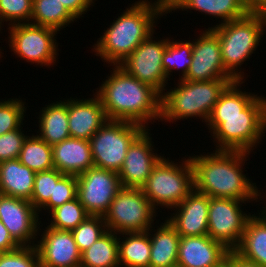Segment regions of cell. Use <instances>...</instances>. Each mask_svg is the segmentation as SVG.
<instances>
[{
  "label": "cell",
  "mask_w": 266,
  "mask_h": 267,
  "mask_svg": "<svg viewBox=\"0 0 266 267\" xmlns=\"http://www.w3.org/2000/svg\"><path fill=\"white\" fill-rule=\"evenodd\" d=\"M243 83L235 81L224 90L205 123L215 150L252 153L265 136L266 97L243 92Z\"/></svg>",
  "instance_id": "1"
},
{
  "label": "cell",
  "mask_w": 266,
  "mask_h": 267,
  "mask_svg": "<svg viewBox=\"0 0 266 267\" xmlns=\"http://www.w3.org/2000/svg\"><path fill=\"white\" fill-rule=\"evenodd\" d=\"M250 153L213 150L203 155L189 156L193 166L194 189L209 197L255 201L261 196L256 183L243 173ZM245 174V175H244Z\"/></svg>",
  "instance_id": "2"
},
{
  "label": "cell",
  "mask_w": 266,
  "mask_h": 267,
  "mask_svg": "<svg viewBox=\"0 0 266 267\" xmlns=\"http://www.w3.org/2000/svg\"><path fill=\"white\" fill-rule=\"evenodd\" d=\"M107 79L96 89L108 120L128 121L148 129L161 116V94L140 82L119 65H114ZM113 71V72H112ZM150 121V122H149Z\"/></svg>",
  "instance_id": "3"
},
{
  "label": "cell",
  "mask_w": 266,
  "mask_h": 267,
  "mask_svg": "<svg viewBox=\"0 0 266 267\" xmlns=\"http://www.w3.org/2000/svg\"><path fill=\"white\" fill-rule=\"evenodd\" d=\"M128 7L93 45L95 55L111 66L123 62L155 32V22L167 15L166 0H138Z\"/></svg>",
  "instance_id": "4"
},
{
  "label": "cell",
  "mask_w": 266,
  "mask_h": 267,
  "mask_svg": "<svg viewBox=\"0 0 266 267\" xmlns=\"http://www.w3.org/2000/svg\"><path fill=\"white\" fill-rule=\"evenodd\" d=\"M231 83L229 79L179 80L177 86L161 94L160 121L170 123L199 117L206 123L220 95Z\"/></svg>",
  "instance_id": "5"
},
{
  "label": "cell",
  "mask_w": 266,
  "mask_h": 267,
  "mask_svg": "<svg viewBox=\"0 0 266 267\" xmlns=\"http://www.w3.org/2000/svg\"><path fill=\"white\" fill-rule=\"evenodd\" d=\"M213 26L209 29L218 36L226 71L236 81H245L240 67L245 61H249L247 59H250L262 41L264 33L260 16L248 13L243 18Z\"/></svg>",
  "instance_id": "6"
},
{
  "label": "cell",
  "mask_w": 266,
  "mask_h": 267,
  "mask_svg": "<svg viewBox=\"0 0 266 267\" xmlns=\"http://www.w3.org/2000/svg\"><path fill=\"white\" fill-rule=\"evenodd\" d=\"M183 158L179 164L163 157L141 187L156 210L160 207L173 209L194 190L192 163L189 157Z\"/></svg>",
  "instance_id": "7"
},
{
  "label": "cell",
  "mask_w": 266,
  "mask_h": 267,
  "mask_svg": "<svg viewBox=\"0 0 266 267\" xmlns=\"http://www.w3.org/2000/svg\"><path fill=\"white\" fill-rule=\"evenodd\" d=\"M157 212L141 188L122 187L103 218L107 231L119 235L147 231Z\"/></svg>",
  "instance_id": "8"
},
{
  "label": "cell",
  "mask_w": 266,
  "mask_h": 267,
  "mask_svg": "<svg viewBox=\"0 0 266 267\" xmlns=\"http://www.w3.org/2000/svg\"><path fill=\"white\" fill-rule=\"evenodd\" d=\"M144 130L133 122L107 120L89 140L94 167L118 173L128 147Z\"/></svg>",
  "instance_id": "9"
},
{
  "label": "cell",
  "mask_w": 266,
  "mask_h": 267,
  "mask_svg": "<svg viewBox=\"0 0 266 267\" xmlns=\"http://www.w3.org/2000/svg\"><path fill=\"white\" fill-rule=\"evenodd\" d=\"M8 29V45L17 57L41 67L55 65L59 55L56 30L32 23L14 24Z\"/></svg>",
  "instance_id": "10"
},
{
  "label": "cell",
  "mask_w": 266,
  "mask_h": 267,
  "mask_svg": "<svg viewBox=\"0 0 266 267\" xmlns=\"http://www.w3.org/2000/svg\"><path fill=\"white\" fill-rule=\"evenodd\" d=\"M230 198L209 197L208 236L223 244L228 250L234 251L240 244L248 219L243 203Z\"/></svg>",
  "instance_id": "11"
},
{
  "label": "cell",
  "mask_w": 266,
  "mask_h": 267,
  "mask_svg": "<svg viewBox=\"0 0 266 267\" xmlns=\"http://www.w3.org/2000/svg\"><path fill=\"white\" fill-rule=\"evenodd\" d=\"M153 34L143 41L119 66L140 82L152 86L162 94L168 90L166 89L168 78L162 67V58L169 38L155 40L156 37Z\"/></svg>",
  "instance_id": "12"
},
{
  "label": "cell",
  "mask_w": 266,
  "mask_h": 267,
  "mask_svg": "<svg viewBox=\"0 0 266 267\" xmlns=\"http://www.w3.org/2000/svg\"><path fill=\"white\" fill-rule=\"evenodd\" d=\"M77 178V194L79 202L90 215H100L108 211L111 202L122 188L119 174L92 167Z\"/></svg>",
  "instance_id": "13"
},
{
  "label": "cell",
  "mask_w": 266,
  "mask_h": 267,
  "mask_svg": "<svg viewBox=\"0 0 266 267\" xmlns=\"http://www.w3.org/2000/svg\"><path fill=\"white\" fill-rule=\"evenodd\" d=\"M30 201L0 194V221L19 246H34L43 225Z\"/></svg>",
  "instance_id": "14"
},
{
  "label": "cell",
  "mask_w": 266,
  "mask_h": 267,
  "mask_svg": "<svg viewBox=\"0 0 266 267\" xmlns=\"http://www.w3.org/2000/svg\"><path fill=\"white\" fill-rule=\"evenodd\" d=\"M199 35L192 41V63L184 80L229 79L235 82L224 67L218 36L209 28Z\"/></svg>",
  "instance_id": "15"
},
{
  "label": "cell",
  "mask_w": 266,
  "mask_h": 267,
  "mask_svg": "<svg viewBox=\"0 0 266 267\" xmlns=\"http://www.w3.org/2000/svg\"><path fill=\"white\" fill-rule=\"evenodd\" d=\"M149 131L150 129H145L128 147L124 163L118 172L122 187L141 188L153 168L164 157L154 153L156 149L153 148L154 142Z\"/></svg>",
  "instance_id": "16"
},
{
  "label": "cell",
  "mask_w": 266,
  "mask_h": 267,
  "mask_svg": "<svg viewBox=\"0 0 266 267\" xmlns=\"http://www.w3.org/2000/svg\"><path fill=\"white\" fill-rule=\"evenodd\" d=\"M36 241L40 267H77L81 264L79 251L72 231L45 227Z\"/></svg>",
  "instance_id": "17"
},
{
  "label": "cell",
  "mask_w": 266,
  "mask_h": 267,
  "mask_svg": "<svg viewBox=\"0 0 266 267\" xmlns=\"http://www.w3.org/2000/svg\"><path fill=\"white\" fill-rule=\"evenodd\" d=\"M174 208L167 220L180 236L208 235L209 196L194 189Z\"/></svg>",
  "instance_id": "18"
},
{
  "label": "cell",
  "mask_w": 266,
  "mask_h": 267,
  "mask_svg": "<svg viewBox=\"0 0 266 267\" xmlns=\"http://www.w3.org/2000/svg\"><path fill=\"white\" fill-rule=\"evenodd\" d=\"M230 250L208 235L181 236L177 267H217Z\"/></svg>",
  "instance_id": "19"
},
{
  "label": "cell",
  "mask_w": 266,
  "mask_h": 267,
  "mask_svg": "<svg viewBox=\"0 0 266 267\" xmlns=\"http://www.w3.org/2000/svg\"><path fill=\"white\" fill-rule=\"evenodd\" d=\"M88 99H68V127L72 138L90 140L108 120L96 94Z\"/></svg>",
  "instance_id": "20"
},
{
  "label": "cell",
  "mask_w": 266,
  "mask_h": 267,
  "mask_svg": "<svg viewBox=\"0 0 266 267\" xmlns=\"http://www.w3.org/2000/svg\"><path fill=\"white\" fill-rule=\"evenodd\" d=\"M54 168L65 175L79 176L94 167L90 142L67 138L52 146Z\"/></svg>",
  "instance_id": "21"
},
{
  "label": "cell",
  "mask_w": 266,
  "mask_h": 267,
  "mask_svg": "<svg viewBox=\"0 0 266 267\" xmlns=\"http://www.w3.org/2000/svg\"><path fill=\"white\" fill-rule=\"evenodd\" d=\"M167 13L178 9L182 11L196 10L219 20V24L227 23L246 16L249 12L243 0H166ZM221 22V23H220Z\"/></svg>",
  "instance_id": "22"
},
{
  "label": "cell",
  "mask_w": 266,
  "mask_h": 267,
  "mask_svg": "<svg viewBox=\"0 0 266 267\" xmlns=\"http://www.w3.org/2000/svg\"><path fill=\"white\" fill-rule=\"evenodd\" d=\"M159 226L157 230L153 228L154 226L147 230L151 244L149 267H177L181 236L167 219Z\"/></svg>",
  "instance_id": "23"
},
{
  "label": "cell",
  "mask_w": 266,
  "mask_h": 267,
  "mask_svg": "<svg viewBox=\"0 0 266 267\" xmlns=\"http://www.w3.org/2000/svg\"><path fill=\"white\" fill-rule=\"evenodd\" d=\"M248 219L239 246L234 252L246 261L266 267V212L258 210Z\"/></svg>",
  "instance_id": "24"
},
{
  "label": "cell",
  "mask_w": 266,
  "mask_h": 267,
  "mask_svg": "<svg viewBox=\"0 0 266 267\" xmlns=\"http://www.w3.org/2000/svg\"><path fill=\"white\" fill-rule=\"evenodd\" d=\"M35 174L18 159L0 162V194L30 201Z\"/></svg>",
  "instance_id": "25"
},
{
  "label": "cell",
  "mask_w": 266,
  "mask_h": 267,
  "mask_svg": "<svg viewBox=\"0 0 266 267\" xmlns=\"http://www.w3.org/2000/svg\"><path fill=\"white\" fill-rule=\"evenodd\" d=\"M39 132L36 131L48 145H55L70 138L68 127V99L48 103L39 112Z\"/></svg>",
  "instance_id": "26"
},
{
  "label": "cell",
  "mask_w": 266,
  "mask_h": 267,
  "mask_svg": "<svg viewBox=\"0 0 266 267\" xmlns=\"http://www.w3.org/2000/svg\"><path fill=\"white\" fill-rule=\"evenodd\" d=\"M121 235L124 238L120 237ZM150 252L151 244L148 231L118 235V260L120 267H149Z\"/></svg>",
  "instance_id": "27"
},
{
  "label": "cell",
  "mask_w": 266,
  "mask_h": 267,
  "mask_svg": "<svg viewBox=\"0 0 266 267\" xmlns=\"http://www.w3.org/2000/svg\"><path fill=\"white\" fill-rule=\"evenodd\" d=\"M84 267H120L118 260V234L107 231L89 248L81 252Z\"/></svg>",
  "instance_id": "28"
},
{
  "label": "cell",
  "mask_w": 266,
  "mask_h": 267,
  "mask_svg": "<svg viewBox=\"0 0 266 267\" xmlns=\"http://www.w3.org/2000/svg\"><path fill=\"white\" fill-rule=\"evenodd\" d=\"M77 19L60 0H33L32 24L52 28L59 32Z\"/></svg>",
  "instance_id": "29"
},
{
  "label": "cell",
  "mask_w": 266,
  "mask_h": 267,
  "mask_svg": "<svg viewBox=\"0 0 266 267\" xmlns=\"http://www.w3.org/2000/svg\"><path fill=\"white\" fill-rule=\"evenodd\" d=\"M18 160L35 173L54 168L52 146L38 135L27 136Z\"/></svg>",
  "instance_id": "30"
},
{
  "label": "cell",
  "mask_w": 266,
  "mask_h": 267,
  "mask_svg": "<svg viewBox=\"0 0 266 267\" xmlns=\"http://www.w3.org/2000/svg\"><path fill=\"white\" fill-rule=\"evenodd\" d=\"M174 40L175 39L171 40L169 37L166 49L163 53L162 67L168 79L174 69V73L181 69L182 76H180L179 80H182L186 77L192 63V41Z\"/></svg>",
  "instance_id": "31"
},
{
  "label": "cell",
  "mask_w": 266,
  "mask_h": 267,
  "mask_svg": "<svg viewBox=\"0 0 266 267\" xmlns=\"http://www.w3.org/2000/svg\"><path fill=\"white\" fill-rule=\"evenodd\" d=\"M50 213L51 221L48 226L67 231H72L90 216L77 197L53 209Z\"/></svg>",
  "instance_id": "32"
},
{
  "label": "cell",
  "mask_w": 266,
  "mask_h": 267,
  "mask_svg": "<svg viewBox=\"0 0 266 267\" xmlns=\"http://www.w3.org/2000/svg\"><path fill=\"white\" fill-rule=\"evenodd\" d=\"M107 232L103 216L90 215L75 229L72 230L75 243L80 252H83Z\"/></svg>",
  "instance_id": "33"
},
{
  "label": "cell",
  "mask_w": 266,
  "mask_h": 267,
  "mask_svg": "<svg viewBox=\"0 0 266 267\" xmlns=\"http://www.w3.org/2000/svg\"><path fill=\"white\" fill-rule=\"evenodd\" d=\"M63 175L62 172H59L55 168L35 174L34 188L30 202L37 211H39L49 199H54V183H57Z\"/></svg>",
  "instance_id": "34"
},
{
  "label": "cell",
  "mask_w": 266,
  "mask_h": 267,
  "mask_svg": "<svg viewBox=\"0 0 266 267\" xmlns=\"http://www.w3.org/2000/svg\"><path fill=\"white\" fill-rule=\"evenodd\" d=\"M22 99L6 98L0 101V136L18 129L25 120L26 109Z\"/></svg>",
  "instance_id": "35"
},
{
  "label": "cell",
  "mask_w": 266,
  "mask_h": 267,
  "mask_svg": "<svg viewBox=\"0 0 266 267\" xmlns=\"http://www.w3.org/2000/svg\"><path fill=\"white\" fill-rule=\"evenodd\" d=\"M33 0H0V27L9 21V26L30 23Z\"/></svg>",
  "instance_id": "36"
},
{
  "label": "cell",
  "mask_w": 266,
  "mask_h": 267,
  "mask_svg": "<svg viewBox=\"0 0 266 267\" xmlns=\"http://www.w3.org/2000/svg\"><path fill=\"white\" fill-rule=\"evenodd\" d=\"M77 194V178L74 175H63L57 183H54V199H49V201L38 211L40 216V211L47 210L50 212L76 198Z\"/></svg>",
  "instance_id": "37"
},
{
  "label": "cell",
  "mask_w": 266,
  "mask_h": 267,
  "mask_svg": "<svg viewBox=\"0 0 266 267\" xmlns=\"http://www.w3.org/2000/svg\"><path fill=\"white\" fill-rule=\"evenodd\" d=\"M0 267H40L39 255L34 246H19L5 251L0 257Z\"/></svg>",
  "instance_id": "38"
},
{
  "label": "cell",
  "mask_w": 266,
  "mask_h": 267,
  "mask_svg": "<svg viewBox=\"0 0 266 267\" xmlns=\"http://www.w3.org/2000/svg\"><path fill=\"white\" fill-rule=\"evenodd\" d=\"M22 125L0 136V162L18 159L23 143L28 135Z\"/></svg>",
  "instance_id": "39"
},
{
  "label": "cell",
  "mask_w": 266,
  "mask_h": 267,
  "mask_svg": "<svg viewBox=\"0 0 266 267\" xmlns=\"http://www.w3.org/2000/svg\"><path fill=\"white\" fill-rule=\"evenodd\" d=\"M61 3L69 10V12L76 18L83 17L92 4L96 0H60ZM83 14V16H82Z\"/></svg>",
  "instance_id": "40"
},
{
  "label": "cell",
  "mask_w": 266,
  "mask_h": 267,
  "mask_svg": "<svg viewBox=\"0 0 266 267\" xmlns=\"http://www.w3.org/2000/svg\"><path fill=\"white\" fill-rule=\"evenodd\" d=\"M19 245L10 236L8 229L0 221V249L5 251H12L18 248Z\"/></svg>",
  "instance_id": "41"
},
{
  "label": "cell",
  "mask_w": 266,
  "mask_h": 267,
  "mask_svg": "<svg viewBox=\"0 0 266 267\" xmlns=\"http://www.w3.org/2000/svg\"><path fill=\"white\" fill-rule=\"evenodd\" d=\"M231 267H261L258 264L249 262L241 258L234 251H230L226 257Z\"/></svg>",
  "instance_id": "42"
},
{
  "label": "cell",
  "mask_w": 266,
  "mask_h": 267,
  "mask_svg": "<svg viewBox=\"0 0 266 267\" xmlns=\"http://www.w3.org/2000/svg\"><path fill=\"white\" fill-rule=\"evenodd\" d=\"M249 13H258L266 7V0H243Z\"/></svg>",
  "instance_id": "43"
},
{
  "label": "cell",
  "mask_w": 266,
  "mask_h": 267,
  "mask_svg": "<svg viewBox=\"0 0 266 267\" xmlns=\"http://www.w3.org/2000/svg\"><path fill=\"white\" fill-rule=\"evenodd\" d=\"M262 21V26H263V33L266 32V7L261 9L258 13H257Z\"/></svg>",
  "instance_id": "44"
},
{
  "label": "cell",
  "mask_w": 266,
  "mask_h": 267,
  "mask_svg": "<svg viewBox=\"0 0 266 267\" xmlns=\"http://www.w3.org/2000/svg\"><path fill=\"white\" fill-rule=\"evenodd\" d=\"M217 267H231V266L230 263L227 260H225Z\"/></svg>",
  "instance_id": "45"
},
{
  "label": "cell",
  "mask_w": 266,
  "mask_h": 267,
  "mask_svg": "<svg viewBox=\"0 0 266 267\" xmlns=\"http://www.w3.org/2000/svg\"><path fill=\"white\" fill-rule=\"evenodd\" d=\"M0 31H1V28H0ZM0 50H1V47H0ZM3 53L0 51V58H2V55Z\"/></svg>",
  "instance_id": "46"
}]
</instances>
